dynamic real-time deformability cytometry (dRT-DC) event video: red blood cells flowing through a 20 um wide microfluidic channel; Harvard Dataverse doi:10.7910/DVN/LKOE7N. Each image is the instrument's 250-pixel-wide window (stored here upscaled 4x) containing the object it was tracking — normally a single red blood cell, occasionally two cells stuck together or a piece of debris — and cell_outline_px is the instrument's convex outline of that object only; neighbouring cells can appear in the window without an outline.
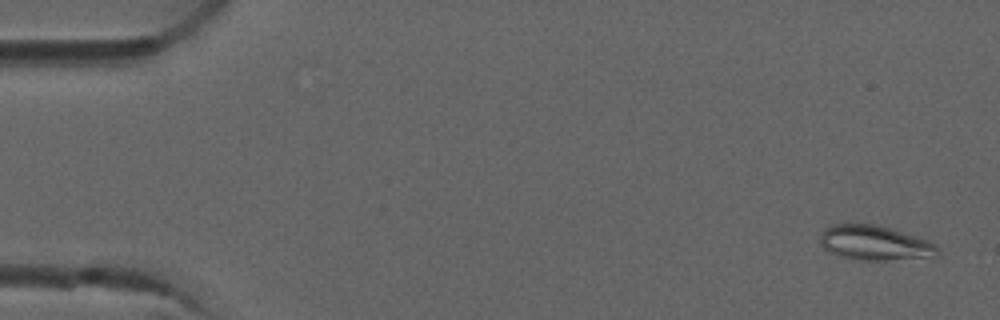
{"species": "common noctule bat (a hibernating species)", "species_latin": "Nyctalus noctula", "temperature_condition": "room temperature", "stored_images_in_passage": 6, "camera_frame_rate_fps": 3000, "um_per_image_px": 0.085, "animal": {"sex": "male", "forearm_length_mm": 52.5}, "frame": {"image": 1, "passage_image": 1, "time_ms": 0.0, "image_size_px": [1000, 320], "cell_outline_px": [[940, 252], [924, 256], [884, 260], [864, 260], [844, 256], [828, 252], [820, 244], [820, 232], [824, 228], [832, 224], [872, 224], [888, 228], [928, 240], [936, 244], [940, 248]], "centroid_in_image_um": [74.27, 20.62], "position_along_channel_um": 10.7, "area_um2": 23.18}}
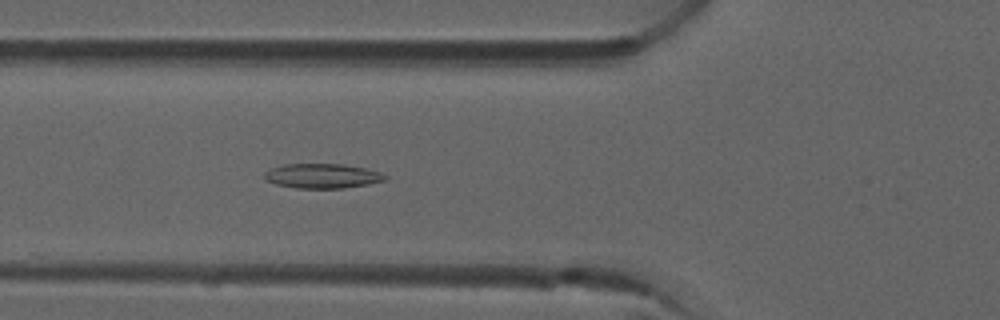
{"frame": {"image": 2, "passage_image": 6, "time_ms": 1.667, "image_size_px": [1000, 320], "cell_outline_px": [[388, 180], [368, 184], [344, 188], [296, 188], [276, 184], [264, 180], [264, 172], [272, 168], [284, 164], [344, 164], [368, 168], [380, 172], [388, 176]], "centroid_in_image_um": [27.43, 14.95], "position_along_channel_um": 98.4, "area_um2": 17.51}}